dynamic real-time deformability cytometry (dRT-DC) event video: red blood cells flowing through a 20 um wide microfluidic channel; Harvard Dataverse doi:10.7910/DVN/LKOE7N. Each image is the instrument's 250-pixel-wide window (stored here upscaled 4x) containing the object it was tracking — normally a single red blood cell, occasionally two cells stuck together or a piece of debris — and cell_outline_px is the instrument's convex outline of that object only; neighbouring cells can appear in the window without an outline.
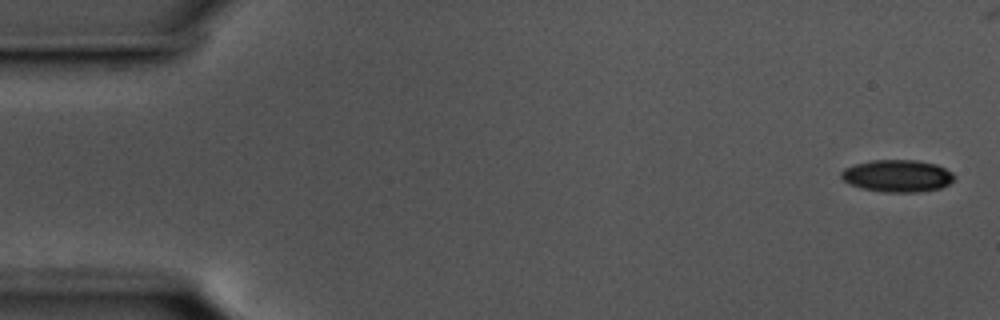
{"species": "common noctule bat (a hibernating species)", "species_latin": "Nyctalus noctula", "temperature_condition": "cold", "stored_images_in_passage": 2, "camera_frame_rate_fps": 3000, "um_per_image_px": 0.085, "animal": {"sex": "male", "body_mass_g": 17.5, "forearm_length_mm": 52.3}, "frame": {"image": 1, "passage_image": 2, "time_ms": 0.333, "image_size_px": [1000, 320], "cell_outline_px": [[948, 180], [940, 184], [924, 188], [884, 188], [864, 184], [848, 176], [848, 172], [860, 168], [880, 164], [920, 164], [936, 168], [944, 172], [948, 176]], "centroid_in_image_um": [76.45, 14.96], "position_along_channel_um": 8.6, "area_um2": 13.87}}